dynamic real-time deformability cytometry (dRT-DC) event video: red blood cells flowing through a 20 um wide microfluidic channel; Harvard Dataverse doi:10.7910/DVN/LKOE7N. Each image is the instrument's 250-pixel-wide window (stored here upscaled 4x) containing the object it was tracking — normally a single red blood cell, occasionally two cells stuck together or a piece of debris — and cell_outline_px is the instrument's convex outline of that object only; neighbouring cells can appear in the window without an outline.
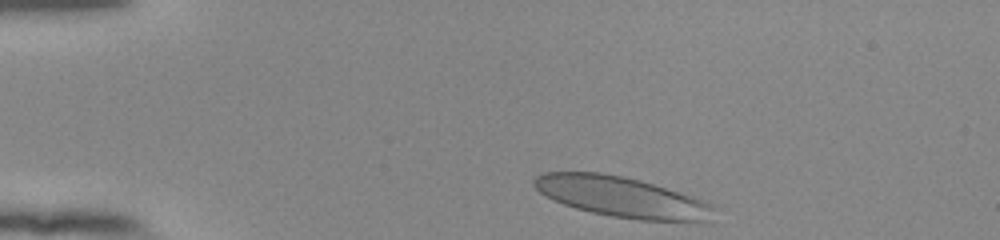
{"species": "human", "species_latin": "Homo sapiens", "temperature_condition": "room temperature", "stored_images_in_passage": 37, "camera_frame_rate_fps": 3000, "um_per_image_px": 0.085, "donor": {"sex": "female"}, "frame": {"image": 1, "passage_image": 1, "time_ms": 0.0, "image_size_px": [1000, 240], "cell_outline_px": [[716, 208], [708, 220], [640, 220], [612, 216], [592, 212], [576, 208], [564, 204], [540, 192], [532, 184], [532, 180], [536, 176], [544, 172], [600, 172], [620, 176], [652, 184], [692, 196], [712, 204]], "centroid_in_image_um": [52.79, 16.73], "position_along_channel_um": 32.2, "area_um2": 41.5}}
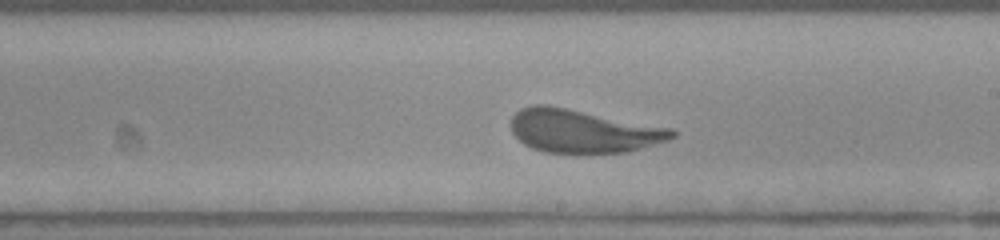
{"frame": {"image": 2, "passage_image": 22, "time_ms": 7.0, "image_size_px": [1000, 240], "cell_outline_px": [[676, 136], [668, 140], [628, 152], [544, 152], [532, 148], [524, 144], [512, 132], [512, 116], [520, 108], [532, 104], [548, 104], [672, 128], [676, 132]], "centroid_in_image_um": [49.55, 11.12], "position_along_channel_um": 239.5, "area_um2": 40.46}}
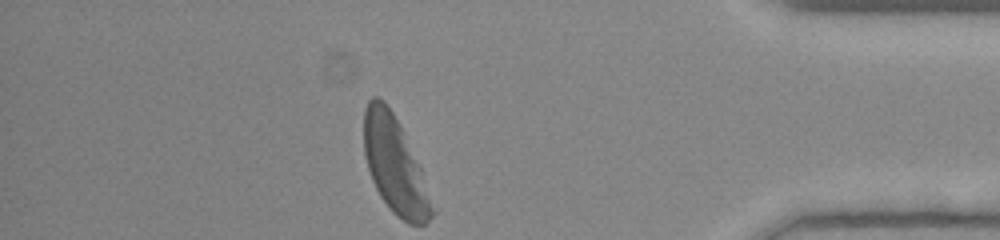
{"frame": {"image": 3, "passage_image": 37, "time_ms": 12.0, "image_size_px": [1000, 240], "cell_outline_px": [[436, 212], [424, 224], [408, 224], [396, 216], [392, 212], [380, 196], [372, 180], [364, 156], [364, 108], [368, 100], [372, 96], [376, 96], [384, 100], [392, 112], [420, 168]], "centroid_in_image_um": [33.53, 14.07], "position_along_channel_um": 401.7, "area_um2": 37.63}, "authors_computed_cell_mechanics": {"area_um2": 40.9802, "velocity_mm_per_s": 3.8792, "shape_relaxation_time_tau1_ms": 2.6784, "shape_relaxation_time_tau2_ms": 0.7769, "deformation_change_tau1": 0.1326, "deformation_change_tau2": 0.0684}}